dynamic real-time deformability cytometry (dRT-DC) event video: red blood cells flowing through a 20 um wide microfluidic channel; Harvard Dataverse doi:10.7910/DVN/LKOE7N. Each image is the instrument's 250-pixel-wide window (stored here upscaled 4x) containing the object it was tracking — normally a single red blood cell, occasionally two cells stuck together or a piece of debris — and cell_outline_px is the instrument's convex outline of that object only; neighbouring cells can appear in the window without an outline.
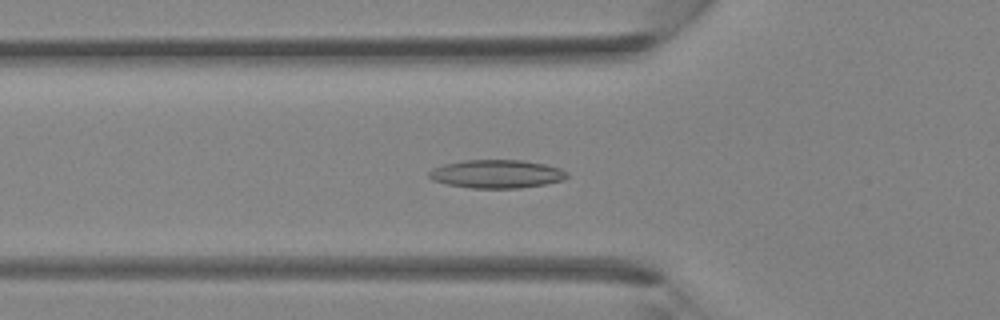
{"species": "Egyptian fruit bat (a non-hibernating species)", "species_latin": "Rousettus aegyptiacus", "temperature_condition": "room temperature", "stored_images_in_passage": 40, "camera_frame_rate_fps": 3000, "um_per_image_px": 0.085, "animal": {"sex": "female"}, "frame": {"image": 1, "passage_image": 14, "time_ms": 4.333, "image_size_px": [1000, 320], "cell_outline_px": [[568, 176], [564, 180], [544, 184], [520, 188], [472, 188], [448, 184], [432, 180], [428, 176], [428, 172], [432, 168], [444, 164], [464, 160], [524, 160], [544, 164], [560, 168], [568, 172]], "centroid_in_image_um": [42.22, 14.78], "position_along_channel_um": 83.6, "area_um2": 22.83}}
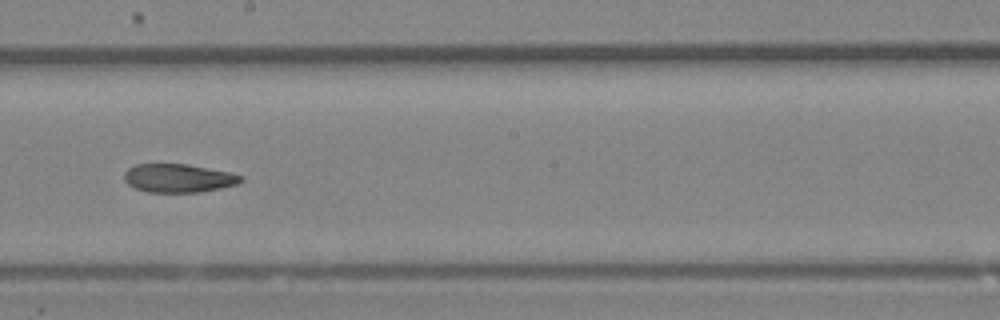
{"frame": {"image": 2, "passage_image": 23, "time_ms": 7.333, "image_size_px": [1000, 320], "cell_outline_px": [[244, 180], [236, 184], [220, 188], [200, 192], [148, 192], [136, 188], [128, 184], [124, 180], [124, 172], [128, 168], [136, 164], [188, 164], [228, 172], [244, 176]], "centroid_in_image_um": [15.16, 15.14], "position_along_channel_um": 233.0, "area_um2": 19.31}}
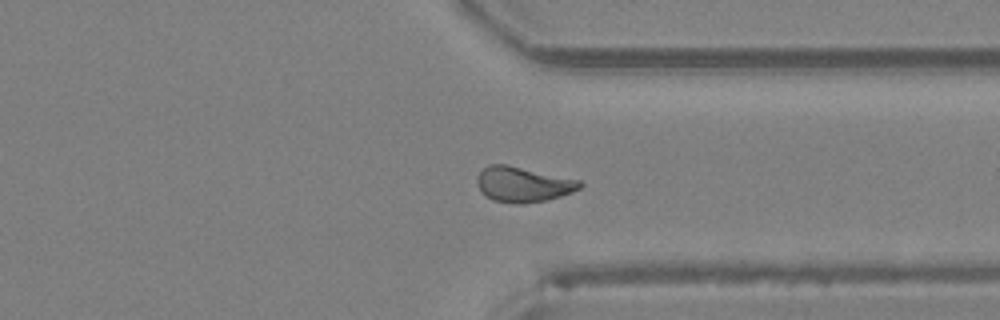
{"frame": {"image": 3, "passage_image": 31, "time_ms": 10.0, "image_size_px": [1000, 320], "cell_outline_px": [[584, 184], [580, 188], [572, 192], [548, 200], [524, 204], [516, 204], [492, 200], [480, 188], [476, 180], [480, 172], [488, 164], [508, 164], [580, 180]], "centroid_in_image_um": [44.49, 15.67], "position_along_channel_um": 366.9, "area_um2": 21.1}}